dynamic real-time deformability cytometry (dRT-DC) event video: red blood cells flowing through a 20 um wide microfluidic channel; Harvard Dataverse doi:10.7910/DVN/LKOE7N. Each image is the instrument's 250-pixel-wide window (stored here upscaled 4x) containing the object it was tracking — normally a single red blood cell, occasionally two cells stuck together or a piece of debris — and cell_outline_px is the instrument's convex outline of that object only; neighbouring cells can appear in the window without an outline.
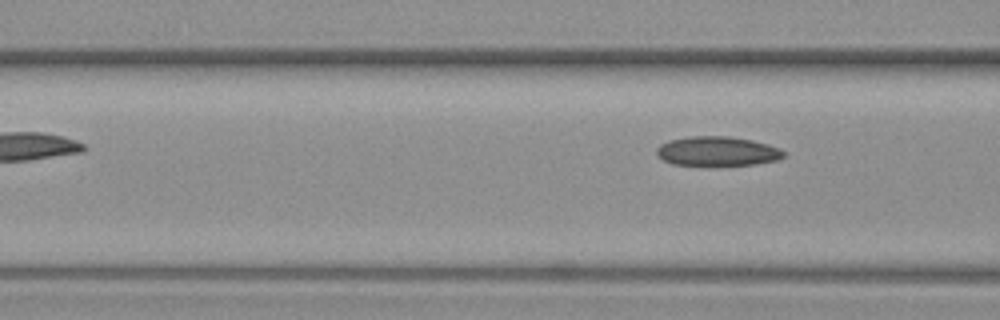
{"species": "common noctule bat (a hibernating species)", "species_latin": "Nyctalus noctula", "temperature_condition": "warm", "stored_images_in_passage": 4, "camera_frame_rate_fps": 3000, "um_per_image_px": 0.085, "animal": {"sex": "female", "body_mass_g": 19.3, "forearm_length_mm": 54.1}, "frame": {"image": 1, "passage_image": 4, "time_ms": 3.667, "image_size_px": [1000, 320], "cell_outline_px": [[784, 156], [776, 160], [756, 164], [672, 164], [664, 160], [656, 152], [656, 148], [660, 144], [668, 140], [688, 136], [728, 136], [752, 140], [768, 144], [780, 148], [784, 152]], "centroid_in_image_um": [60.96, 12.83], "position_along_channel_um": 105.6, "area_um2": 21.44}}